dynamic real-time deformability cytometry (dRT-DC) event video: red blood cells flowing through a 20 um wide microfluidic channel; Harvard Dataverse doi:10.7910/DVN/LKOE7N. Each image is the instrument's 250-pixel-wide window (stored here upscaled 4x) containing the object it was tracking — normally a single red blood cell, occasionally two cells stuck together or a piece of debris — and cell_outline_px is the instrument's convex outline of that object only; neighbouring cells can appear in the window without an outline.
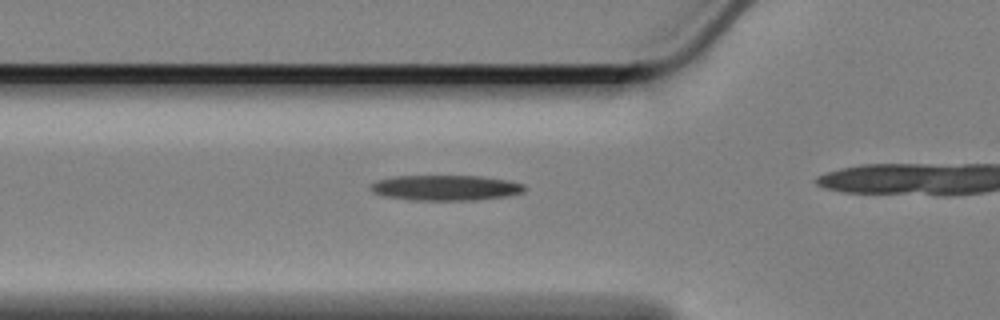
{"species": "Egyptian fruit bat (a non-hibernating species)", "species_latin": "Rousettus aegyptiacus", "temperature_condition": "cold", "stored_images_in_passage": 19, "camera_frame_rate_fps": 3000, "um_per_image_px": 0.085, "animal": {"sex": "female"}, "frame": {"image": 1, "passage_image": 14, "time_ms": 4.333, "image_size_px": [1000, 320], "cell_outline_px": [[528, 188], [524, 192], [508, 196], [472, 200], [412, 200], [384, 196], [372, 192], [368, 188], [376, 180], [396, 176], [480, 176], [508, 180], [524, 184]], "centroid_in_image_um": [37.89, 15.96], "position_along_channel_um": 87.9, "area_um2": 22.89}}